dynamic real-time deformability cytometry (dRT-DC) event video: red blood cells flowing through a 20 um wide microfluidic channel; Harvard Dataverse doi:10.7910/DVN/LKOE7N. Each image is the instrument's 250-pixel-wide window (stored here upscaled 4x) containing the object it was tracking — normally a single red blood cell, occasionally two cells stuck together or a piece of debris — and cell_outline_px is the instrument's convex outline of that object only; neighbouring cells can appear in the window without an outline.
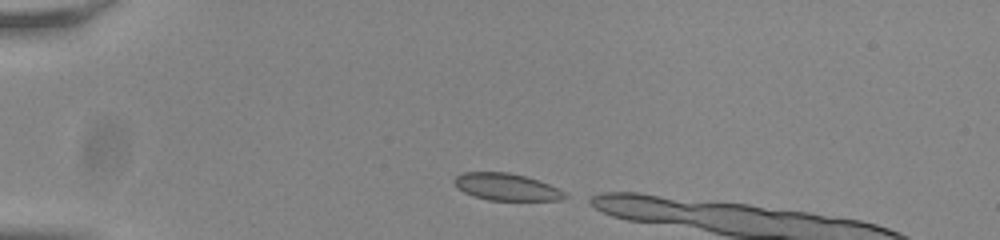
{"species": "common noctule bat (a hibernating species)", "species_latin": "Nyctalus noctula", "temperature_condition": "room temperature", "stored_images_in_passage": 7, "camera_frame_rate_fps": 3000, "um_per_image_px": 0.085, "animal": {"sex": "male", "body_mass_g": 20.0, "forearm_length_mm": 53.3}, "frame": {"image": 1, "passage_image": 1, "time_ms": 0.0, "image_size_px": [1000, 240], "cell_outline_px": [[568, 196], [560, 200], [488, 200], [472, 196], [456, 188], [452, 180], [456, 176], [464, 172], [508, 172], [524, 176], [548, 184], [564, 192]], "centroid_in_image_um": [42.98, 15.89], "position_along_channel_um": 42.0, "area_um2": 17.34}}